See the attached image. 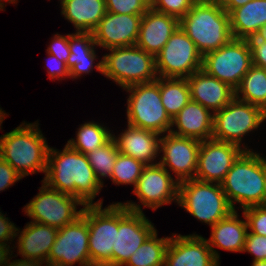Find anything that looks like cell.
<instances>
[{"label": "cell", "mask_w": 266, "mask_h": 266, "mask_svg": "<svg viewBox=\"0 0 266 266\" xmlns=\"http://www.w3.org/2000/svg\"><path fill=\"white\" fill-rule=\"evenodd\" d=\"M50 188L72 195L86 205H103L94 201L102 185L96 179L87 155L66 144L62 151L49 148L47 171L42 180Z\"/></svg>", "instance_id": "1"}, {"label": "cell", "mask_w": 266, "mask_h": 266, "mask_svg": "<svg viewBox=\"0 0 266 266\" xmlns=\"http://www.w3.org/2000/svg\"><path fill=\"white\" fill-rule=\"evenodd\" d=\"M39 123L22 122L17 128L0 136V157L22 177L46 174L48 145Z\"/></svg>", "instance_id": "2"}, {"label": "cell", "mask_w": 266, "mask_h": 266, "mask_svg": "<svg viewBox=\"0 0 266 266\" xmlns=\"http://www.w3.org/2000/svg\"><path fill=\"white\" fill-rule=\"evenodd\" d=\"M179 26L202 56L221 48L233 38L230 16L216 0H197L179 20Z\"/></svg>", "instance_id": "3"}, {"label": "cell", "mask_w": 266, "mask_h": 266, "mask_svg": "<svg viewBox=\"0 0 266 266\" xmlns=\"http://www.w3.org/2000/svg\"><path fill=\"white\" fill-rule=\"evenodd\" d=\"M265 176L266 156L254 151H243L238 156L221 183L234 211L262 204ZM235 203L242 208L235 209Z\"/></svg>", "instance_id": "4"}, {"label": "cell", "mask_w": 266, "mask_h": 266, "mask_svg": "<svg viewBox=\"0 0 266 266\" xmlns=\"http://www.w3.org/2000/svg\"><path fill=\"white\" fill-rule=\"evenodd\" d=\"M103 55V74L125 89L153 82L158 78L155 57L137 45L107 49Z\"/></svg>", "instance_id": "5"}, {"label": "cell", "mask_w": 266, "mask_h": 266, "mask_svg": "<svg viewBox=\"0 0 266 266\" xmlns=\"http://www.w3.org/2000/svg\"><path fill=\"white\" fill-rule=\"evenodd\" d=\"M177 204L210 227L234 211L221 184L196 179L179 182Z\"/></svg>", "instance_id": "6"}, {"label": "cell", "mask_w": 266, "mask_h": 266, "mask_svg": "<svg viewBox=\"0 0 266 266\" xmlns=\"http://www.w3.org/2000/svg\"><path fill=\"white\" fill-rule=\"evenodd\" d=\"M124 90L129 94L126 108L128 124L160 135L170 133L172 119L161 102L160 77L153 82L132 85Z\"/></svg>", "instance_id": "7"}, {"label": "cell", "mask_w": 266, "mask_h": 266, "mask_svg": "<svg viewBox=\"0 0 266 266\" xmlns=\"http://www.w3.org/2000/svg\"><path fill=\"white\" fill-rule=\"evenodd\" d=\"M265 120L266 112L262 108L234 97L225 107L214 112L212 138L235 144L244 151H253L242 143V138L258 129Z\"/></svg>", "instance_id": "8"}, {"label": "cell", "mask_w": 266, "mask_h": 266, "mask_svg": "<svg viewBox=\"0 0 266 266\" xmlns=\"http://www.w3.org/2000/svg\"><path fill=\"white\" fill-rule=\"evenodd\" d=\"M78 206L83 208L77 210ZM84 206L76 197L50 188L42 182L39 193L23 210L32 222L59 229L75 222L82 215Z\"/></svg>", "instance_id": "9"}, {"label": "cell", "mask_w": 266, "mask_h": 266, "mask_svg": "<svg viewBox=\"0 0 266 266\" xmlns=\"http://www.w3.org/2000/svg\"><path fill=\"white\" fill-rule=\"evenodd\" d=\"M252 65L247 39L232 38L227 44L204 54L202 58V69L233 89H236Z\"/></svg>", "instance_id": "10"}, {"label": "cell", "mask_w": 266, "mask_h": 266, "mask_svg": "<svg viewBox=\"0 0 266 266\" xmlns=\"http://www.w3.org/2000/svg\"><path fill=\"white\" fill-rule=\"evenodd\" d=\"M202 54L179 26L155 56L158 77L188 78L202 69Z\"/></svg>", "instance_id": "11"}, {"label": "cell", "mask_w": 266, "mask_h": 266, "mask_svg": "<svg viewBox=\"0 0 266 266\" xmlns=\"http://www.w3.org/2000/svg\"><path fill=\"white\" fill-rule=\"evenodd\" d=\"M132 192L141 205L127 201L122 203L125 207L131 211L143 212V205L155 211L162 205L178 203L179 182L161 164L148 165L143 169Z\"/></svg>", "instance_id": "12"}, {"label": "cell", "mask_w": 266, "mask_h": 266, "mask_svg": "<svg viewBox=\"0 0 266 266\" xmlns=\"http://www.w3.org/2000/svg\"><path fill=\"white\" fill-rule=\"evenodd\" d=\"M89 228V253L92 262L112 263V249L118 232V202L86 205L81 215Z\"/></svg>", "instance_id": "13"}, {"label": "cell", "mask_w": 266, "mask_h": 266, "mask_svg": "<svg viewBox=\"0 0 266 266\" xmlns=\"http://www.w3.org/2000/svg\"><path fill=\"white\" fill-rule=\"evenodd\" d=\"M143 212L129 210L118 202V232L112 249V264L124 266L130 256L157 230Z\"/></svg>", "instance_id": "14"}, {"label": "cell", "mask_w": 266, "mask_h": 266, "mask_svg": "<svg viewBox=\"0 0 266 266\" xmlns=\"http://www.w3.org/2000/svg\"><path fill=\"white\" fill-rule=\"evenodd\" d=\"M200 145L201 141L193 138L179 137L171 133L161 135L159 153L163 154L158 163L168 172L171 170L178 182L194 179Z\"/></svg>", "instance_id": "15"}, {"label": "cell", "mask_w": 266, "mask_h": 266, "mask_svg": "<svg viewBox=\"0 0 266 266\" xmlns=\"http://www.w3.org/2000/svg\"><path fill=\"white\" fill-rule=\"evenodd\" d=\"M88 243V224L80 216L75 222L58 229L47 262L67 266H73L79 263V266H85L90 262Z\"/></svg>", "instance_id": "16"}, {"label": "cell", "mask_w": 266, "mask_h": 266, "mask_svg": "<svg viewBox=\"0 0 266 266\" xmlns=\"http://www.w3.org/2000/svg\"><path fill=\"white\" fill-rule=\"evenodd\" d=\"M243 151L235 144L213 138L201 141L194 179L221 184L233 162Z\"/></svg>", "instance_id": "17"}, {"label": "cell", "mask_w": 266, "mask_h": 266, "mask_svg": "<svg viewBox=\"0 0 266 266\" xmlns=\"http://www.w3.org/2000/svg\"><path fill=\"white\" fill-rule=\"evenodd\" d=\"M142 16L106 12L92 32L97 47L106 50L136 45Z\"/></svg>", "instance_id": "18"}, {"label": "cell", "mask_w": 266, "mask_h": 266, "mask_svg": "<svg viewBox=\"0 0 266 266\" xmlns=\"http://www.w3.org/2000/svg\"><path fill=\"white\" fill-rule=\"evenodd\" d=\"M164 266H220L206 238L198 234H172Z\"/></svg>", "instance_id": "19"}, {"label": "cell", "mask_w": 266, "mask_h": 266, "mask_svg": "<svg viewBox=\"0 0 266 266\" xmlns=\"http://www.w3.org/2000/svg\"><path fill=\"white\" fill-rule=\"evenodd\" d=\"M160 136L154 131L127 124V128L120 135L112 134V139L119 153L131 156L148 166L158 164L155 160L160 156Z\"/></svg>", "instance_id": "20"}, {"label": "cell", "mask_w": 266, "mask_h": 266, "mask_svg": "<svg viewBox=\"0 0 266 266\" xmlns=\"http://www.w3.org/2000/svg\"><path fill=\"white\" fill-rule=\"evenodd\" d=\"M178 27V18L150 7L142 16L136 45L155 57Z\"/></svg>", "instance_id": "21"}, {"label": "cell", "mask_w": 266, "mask_h": 266, "mask_svg": "<svg viewBox=\"0 0 266 266\" xmlns=\"http://www.w3.org/2000/svg\"><path fill=\"white\" fill-rule=\"evenodd\" d=\"M191 100L213 113L225 107L234 97L235 89L229 84L207 74L203 69L187 78Z\"/></svg>", "instance_id": "22"}, {"label": "cell", "mask_w": 266, "mask_h": 266, "mask_svg": "<svg viewBox=\"0 0 266 266\" xmlns=\"http://www.w3.org/2000/svg\"><path fill=\"white\" fill-rule=\"evenodd\" d=\"M16 230L17 255L24 259L34 260L42 264L47 262L58 229L37 222H28L24 229Z\"/></svg>", "instance_id": "23"}, {"label": "cell", "mask_w": 266, "mask_h": 266, "mask_svg": "<svg viewBox=\"0 0 266 266\" xmlns=\"http://www.w3.org/2000/svg\"><path fill=\"white\" fill-rule=\"evenodd\" d=\"M213 120L214 113L211 110L190 100L172 119L170 133L179 137L204 141L212 138Z\"/></svg>", "instance_id": "24"}, {"label": "cell", "mask_w": 266, "mask_h": 266, "mask_svg": "<svg viewBox=\"0 0 266 266\" xmlns=\"http://www.w3.org/2000/svg\"><path fill=\"white\" fill-rule=\"evenodd\" d=\"M239 219L237 210L218 221L211 227V236L206 239L215 258L219 261L220 255L214 247L230 252H243L248 226L246 218Z\"/></svg>", "instance_id": "25"}, {"label": "cell", "mask_w": 266, "mask_h": 266, "mask_svg": "<svg viewBox=\"0 0 266 266\" xmlns=\"http://www.w3.org/2000/svg\"><path fill=\"white\" fill-rule=\"evenodd\" d=\"M97 45L93 39L92 33L76 32L69 34L70 56L66 62L69 68V76L72 79H78L83 74H89L93 68L103 74V59L95 63Z\"/></svg>", "instance_id": "26"}, {"label": "cell", "mask_w": 266, "mask_h": 266, "mask_svg": "<svg viewBox=\"0 0 266 266\" xmlns=\"http://www.w3.org/2000/svg\"><path fill=\"white\" fill-rule=\"evenodd\" d=\"M61 15L76 32L92 33L107 12L105 0H59Z\"/></svg>", "instance_id": "27"}, {"label": "cell", "mask_w": 266, "mask_h": 266, "mask_svg": "<svg viewBox=\"0 0 266 266\" xmlns=\"http://www.w3.org/2000/svg\"><path fill=\"white\" fill-rule=\"evenodd\" d=\"M232 37L249 39L266 24V0H252L230 13Z\"/></svg>", "instance_id": "28"}, {"label": "cell", "mask_w": 266, "mask_h": 266, "mask_svg": "<svg viewBox=\"0 0 266 266\" xmlns=\"http://www.w3.org/2000/svg\"><path fill=\"white\" fill-rule=\"evenodd\" d=\"M235 97L266 112V69L252 65L236 87Z\"/></svg>", "instance_id": "29"}, {"label": "cell", "mask_w": 266, "mask_h": 266, "mask_svg": "<svg viewBox=\"0 0 266 266\" xmlns=\"http://www.w3.org/2000/svg\"><path fill=\"white\" fill-rule=\"evenodd\" d=\"M161 102L171 119L191 100L187 78L160 77Z\"/></svg>", "instance_id": "30"}, {"label": "cell", "mask_w": 266, "mask_h": 266, "mask_svg": "<svg viewBox=\"0 0 266 266\" xmlns=\"http://www.w3.org/2000/svg\"><path fill=\"white\" fill-rule=\"evenodd\" d=\"M77 130L76 140L71 138L67 144L85 155L104 146L112 139L113 134L106 126L95 121L85 122Z\"/></svg>", "instance_id": "31"}, {"label": "cell", "mask_w": 266, "mask_h": 266, "mask_svg": "<svg viewBox=\"0 0 266 266\" xmlns=\"http://www.w3.org/2000/svg\"><path fill=\"white\" fill-rule=\"evenodd\" d=\"M157 230L130 256L124 266H164L169 237L158 238Z\"/></svg>", "instance_id": "32"}, {"label": "cell", "mask_w": 266, "mask_h": 266, "mask_svg": "<svg viewBox=\"0 0 266 266\" xmlns=\"http://www.w3.org/2000/svg\"><path fill=\"white\" fill-rule=\"evenodd\" d=\"M118 153L116 143L111 139L104 146L96 148L87 154L88 161L94 170L96 179L102 186H104V177L109 179L112 175Z\"/></svg>", "instance_id": "33"}, {"label": "cell", "mask_w": 266, "mask_h": 266, "mask_svg": "<svg viewBox=\"0 0 266 266\" xmlns=\"http://www.w3.org/2000/svg\"><path fill=\"white\" fill-rule=\"evenodd\" d=\"M145 166L131 156L118 153L110 180L118 186L127 184L135 187Z\"/></svg>", "instance_id": "34"}, {"label": "cell", "mask_w": 266, "mask_h": 266, "mask_svg": "<svg viewBox=\"0 0 266 266\" xmlns=\"http://www.w3.org/2000/svg\"><path fill=\"white\" fill-rule=\"evenodd\" d=\"M107 12L143 15L150 7L147 0H105Z\"/></svg>", "instance_id": "35"}, {"label": "cell", "mask_w": 266, "mask_h": 266, "mask_svg": "<svg viewBox=\"0 0 266 266\" xmlns=\"http://www.w3.org/2000/svg\"><path fill=\"white\" fill-rule=\"evenodd\" d=\"M197 0H155L151 8L155 11L174 16L179 20L186 15Z\"/></svg>", "instance_id": "36"}, {"label": "cell", "mask_w": 266, "mask_h": 266, "mask_svg": "<svg viewBox=\"0 0 266 266\" xmlns=\"http://www.w3.org/2000/svg\"><path fill=\"white\" fill-rule=\"evenodd\" d=\"M242 212L247 221L248 232L266 236V207L262 205L252 206L243 209Z\"/></svg>", "instance_id": "37"}, {"label": "cell", "mask_w": 266, "mask_h": 266, "mask_svg": "<svg viewBox=\"0 0 266 266\" xmlns=\"http://www.w3.org/2000/svg\"><path fill=\"white\" fill-rule=\"evenodd\" d=\"M243 252L253 255V261L266 260V236L247 233Z\"/></svg>", "instance_id": "38"}, {"label": "cell", "mask_w": 266, "mask_h": 266, "mask_svg": "<svg viewBox=\"0 0 266 266\" xmlns=\"http://www.w3.org/2000/svg\"><path fill=\"white\" fill-rule=\"evenodd\" d=\"M16 230L15 224L0 211V254L10 252L12 251L11 249L16 248L15 246L10 248V245H8L9 243L11 244L8 241L16 238Z\"/></svg>", "instance_id": "39"}, {"label": "cell", "mask_w": 266, "mask_h": 266, "mask_svg": "<svg viewBox=\"0 0 266 266\" xmlns=\"http://www.w3.org/2000/svg\"><path fill=\"white\" fill-rule=\"evenodd\" d=\"M46 53L56 56L61 61L67 62L70 56L69 50V34H54L50 45L47 47Z\"/></svg>", "instance_id": "40"}, {"label": "cell", "mask_w": 266, "mask_h": 266, "mask_svg": "<svg viewBox=\"0 0 266 266\" xmlns=\"http://www.w3.org/2000/svg\"><path fill=\"white\" fill-rule=\"evenodd\" d=\"M48 54V62L47 65V72L49 75V79L51 80H61L64 78H70L69 76V68L66 65V62L61 61L60 59H58L56 56L52 55V54ZM46 65V66H47Z\"/></svg>", "instance_id": "41"}, {"label": "cell", "mask_w": 266, "mask_h": 266, "mask_svg": "<svg viewBox=\"0 0 266 266\" xmlns=\"http://www.w3.org/2000/svg\"><path fill=\"white\" fill-rule=\"evenodd\" d=\"M16 170L0 157V192L21 180Z\"/></svg>", "instance_id": "42"}, {"label": "cell", "mask_w": 266, "mask_h": 266, "mask_svg": "<svg viewBox=\"0 0 266 266\" xmlns=\"http://www.w3.org/2000/svg\"><path fill=\"white\" fill-rule=\"evenodd\" d=\"M247 41L251 50L252 64L266 69V41Z\"/></svg>", "instance_id": "43"}, {"label": "cell", "mask_w": 266, "mask_h": 266, "mask_svg": "<svg viewBox=\"0 0 266 266\" xmlns=\"http://www.w3.org/2000/svg\"><path fill=\"white\" fill-rule=\"evenodd\" d=\"M12 254L13 251L0 254V266H43L41 262L24 258L11 261Z\"/></svg>", "instance_id": "44"}, {"label": "cell", "mask_w": 266, "mask_h": 266, "mask_svg": "<svg viewBox=\"0 0 266 266\" xmlns=\"http://www.w3.org/2000/svg\"><path fill=\"white\" fill-rule=\"evenodd\" d=\"M217 3L229 14L233 9L242 7L252 0H216Z\"/></svg>", "instance_id": "45"}, {"label": "cell", "mask_w": 266, "mask_h": 266, "mask_svg": "<svg viewBox=\"0 0 266 266\" xmlns=\"http://www.w3.org/2000/svg\"><path fill=\"white\" fill-rule=\"evenodd\" d=\"M247 40H261L266 41V24L259 28L257 33Z\"/></svg>", "instance_id": "46"}, {"label": "cell", "mask_w": 266, "mask_h": 266, "mask_svg": "<svg viewBox=\"0 0 266 266\" xmlns=\"http://www.w3.org/2000/svg\"><path fill=\"white\" fill-rule=\"evenodd\" d=\"M85 266H115L110 262H92L90 261Z\"/></svg>", "instance_id": "47"}, {"label": "cell", "mask_w": 266, "mask_h": 266, "mask_svg": "<svg viewBox=\"0 0 266 266\" xmlns=\"http://www.w3.org/2000/svg\"><path fill=\"white\" fill-rule=\"evenodd\" d=\"M251 264H252L251 266H266V260L253 261Z\"/></svg>", "instance_id": "48"}, {"label": "cell", "mask_w": 266, "mask_h": 266, "mask_svg": "<svg viewBox=\"0 0 266 266\" xmlns=\"http://www.w3.org/2000/svg\"><path fill=\"white\" fill-rule=\"evenodd\" d=\"M261 205L266 207V176H265V183H264V197H263V201Z\"/></svg>", "instance_id": "49"}, {"label": "cell", "mask_w": 266, "mask_h": 266, "mask_svg": "<svg viewBox=\"0 0 266 266\" xmlns=\"http://www.w3.org/2000/svg\"><path fill=\"white\" fill-rule=\"evenodd\" d=\"M18 0H0V4L4 7L6 5L5 2H8V3H12V4H16ZM4 2V3H3Z\"/></svg>", "instance_id": "50"}, {"label": "cell", "mask_w": 266, "mask_h": 266, "mask_svg": "<svg viewBox=\"0 0 266 266\" xmlns=\"http://www.w3.org/2000/svg\"><path fill=\"white\" fill-rule=\"evenodd\" d=\"M44 264H45V266H67V265H62V264H59V263H49V262H46Z\"/></svg>", "instance_id": "51"}, {"label": "cell", "mask_w": 266, "mask_h": 266, "mask_svg": "<svg viewBox=\"0 0 266 266\" xmlns=\"http://www.w3.org/2000/svg\"><path fill=\"white\" fill-rule=\"evenodd\" d=\"M7 114L5 111L2 110V108L0 107V117H6Z\"/></svg>", "instance_id": "52"}, {"label": "cell", "mask_w": 266, "mask_h": 266, "mask_svg": "<svg viewBox=\"0 0 266 266\" xmlns=\"http://www.w3.org/2000/svg\"><path fill=\"white\" fill-rule=\"evenodd\" d=\"M4 118H5V117H0V129L2 128L1 125H2V123H3V121H4Z\"/></svg>", "instance_id": "53"}, {"label": "cell", "mask_w": 266, "mask_h": 266, "mask_svg": "<svg viewBox=\"0 0 266 266\" xmlns=\"http://www.w3.org/2000/svg\"><path fill=\"white\" fill-rule=\"evenodd\" d=\"M149 3H150V5L155 1V0H147Z\"/></svg>", "instance_id": "54"}]
</instances>
